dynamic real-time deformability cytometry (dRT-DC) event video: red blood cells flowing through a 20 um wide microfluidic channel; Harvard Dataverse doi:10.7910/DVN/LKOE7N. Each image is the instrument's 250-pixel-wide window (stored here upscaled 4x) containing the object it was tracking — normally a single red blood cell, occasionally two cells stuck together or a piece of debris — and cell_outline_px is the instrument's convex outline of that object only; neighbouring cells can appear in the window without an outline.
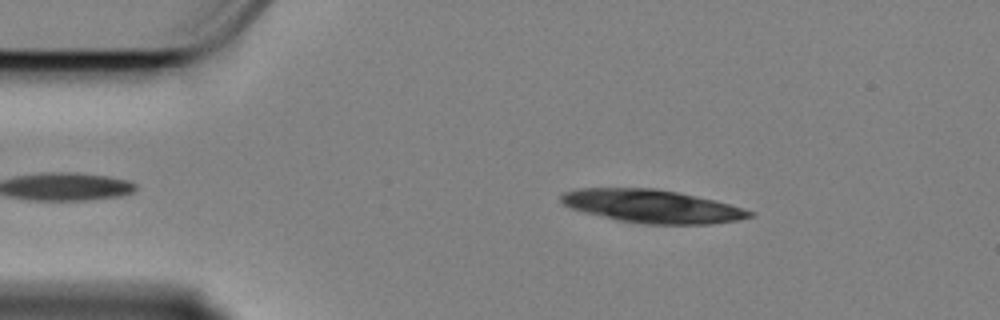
{"species": "Egyptian fruit bat (a non-hibernating species)", "species_latin": "Rousettus aegyptiacus", "temperature_condition": "cold", "stored_images_in_passage": 48, "camera_frame_rate_fps": 3000, "um_per_image_px": 0.085, "animal": {"sex": "female"}, "frame": {"image": 1, "passage_image": 7, "time_ms": 2.0, "image_size_px": [1000, 320], "cell_outline_px": [[752, 216], [736, 220], [708, 224], [644, 224], [620, 220], [584, 212], [572, 208], [564, 204], [560, 200], [560, 196], [564, 192], [580, 188], [656, 188], [716, 200], [752, 212]], "centroid_in_image_um": [55.39, 17.52], "position_along_channel_um": 29.6, "area_um2": 35.84}}
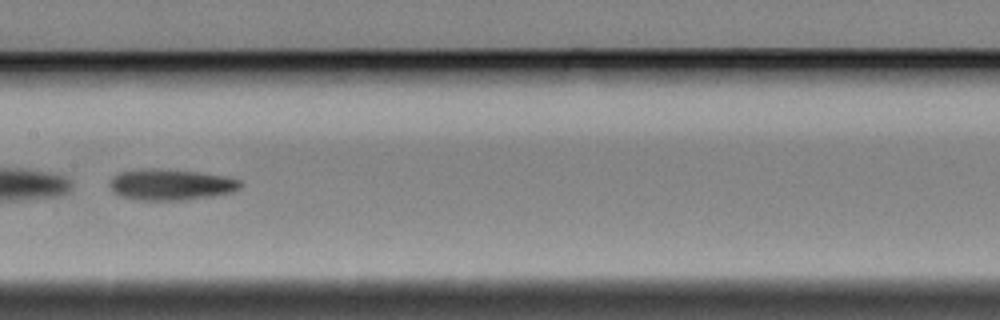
{"frame": {"image": 2, "passage_image": 26, "time_ms": 8.333, "image_size_px": [1000, 320], "cell_outline_px": [[240, 188], [232, 192], [212, 196], [180, 200], [132, 200], [120, 196], [112, 192], [108, 184], [108, 180], [112, 176], [120, 172], [148, 168], [152, 168], [196, 172], [220, 176], [240, 180]], "centroid_in_image_um": [14.41, 15.7], "position_along_channel_um": 193.0, "area_um2": 23.58}}
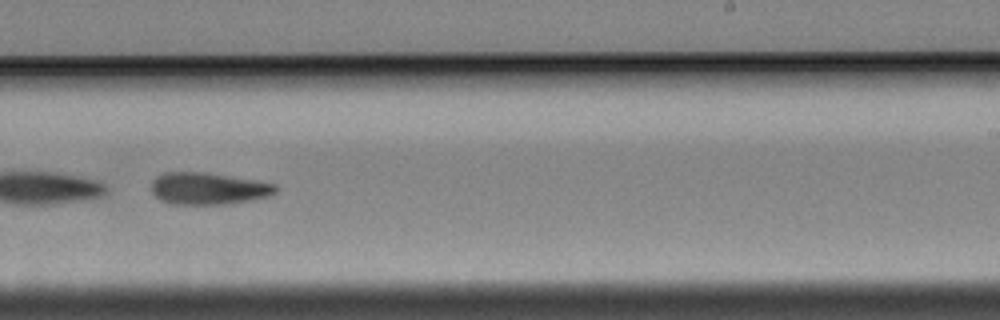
{"frame": {"image": 3, "passage_image": 33, "time_ms": 10.667, "image_size_px": [1000, 320], "cell_outline_px": [[276, 192], [268, 196], [252, 200], [228, 204], [168, 204], [160, 200], [152, 192], [152, 180], [156, 176], [164, 172], [204, 172], [256, 180], [276, 184]], "centroid_in_image_um": [17.68, 16.03], "position_along_channel_um": 271.3, "area_um2": 23.24}, "authors_computed_cell_mechanics": {"area_um2": 23.7269, "velocity_mm_per_s": 3.3824, "shape_relaxation_time_tau1_ms": 4.7004, "shape_relaxation_time_tau2_ms": null, "deformation_change_tau1": 0.1418, "deformation_change_tau2": null}}